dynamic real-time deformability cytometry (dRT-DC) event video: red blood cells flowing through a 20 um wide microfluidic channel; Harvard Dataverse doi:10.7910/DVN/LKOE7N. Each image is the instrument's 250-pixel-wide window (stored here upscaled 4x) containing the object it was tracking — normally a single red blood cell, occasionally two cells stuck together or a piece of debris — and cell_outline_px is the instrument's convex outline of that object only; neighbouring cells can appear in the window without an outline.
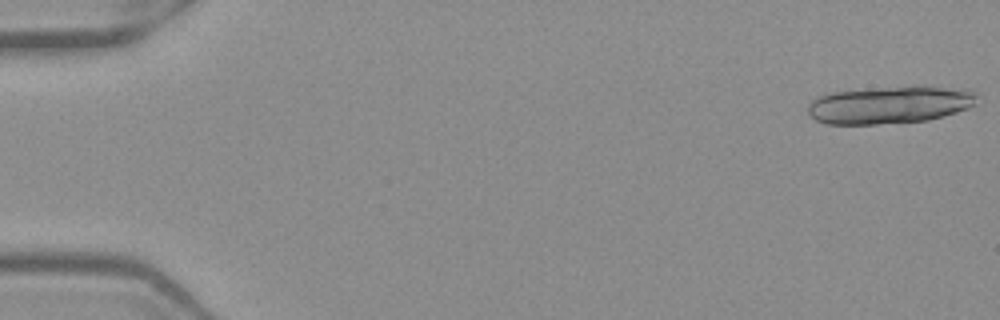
{"species": "Egyptian fruit bat (a non-hibernating species)", "species_latin": "Rousettus aegyptiacus", "temperature_condition": "warm", "stored_images_in_passage": 19, "camera_frame_rate_fps": 3000, "um_per_image_px": 0.085, "frame": {"image": 1, "passage_image": 1, "time_ms": 0.0, "image_size_px": [1000, 320], "cell_outline_px": [[976, 96], [972, 104], [968, 108], [944, 116], [928, 120], [876, 124], [828, 124], [816, 120], [808, 112], [808, 104], [812, 100], [828, 92], [920, 84], [972, 88], [976, 92]], "centroid_in_image_um": [75.69, 8.87], "position_along_channel_um": 9.3, "area_um2": 37.69}}